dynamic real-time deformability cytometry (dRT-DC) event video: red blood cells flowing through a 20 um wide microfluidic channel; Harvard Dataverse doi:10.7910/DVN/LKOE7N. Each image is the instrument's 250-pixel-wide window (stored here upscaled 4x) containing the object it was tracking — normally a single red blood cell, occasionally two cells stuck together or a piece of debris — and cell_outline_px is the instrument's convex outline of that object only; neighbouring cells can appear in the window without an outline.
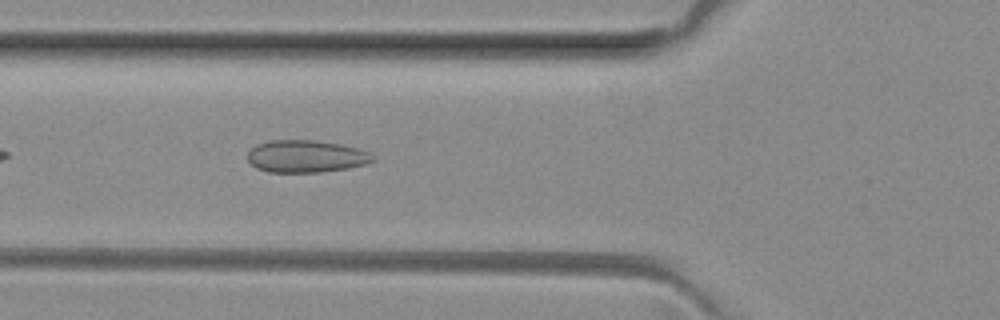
{"species": "common noctule bat (a hibernating species)", "species_latin": "Nyctalus noctula", "temperature_condition": "room temperature", "stored_images_in_passage": 23, "camera_frame_rate_fps": 3000, "um_per_image_px": 0.085, "animal": {"sex": "female", "body_mass_g": 29.2, "forearm_length_mm": 56.3}, "frame": {"image": 1, "passage_image": 5, "time_ms": 1.333, "image_size_px": [1000, 320], "cell_outline_px": [[376, 160], [368, 164], [348, 168], [320, 172], [268, 172], [256, 168], [248, 160], [248, 152], [256, 144], [268, 140], [312, 140], [340, 144], [356, 148], [368, 152]], "centroid_in_image_um": [26.0, 13.29], "position_along_channel_um": 99.8, "area_um2": 23.58}}
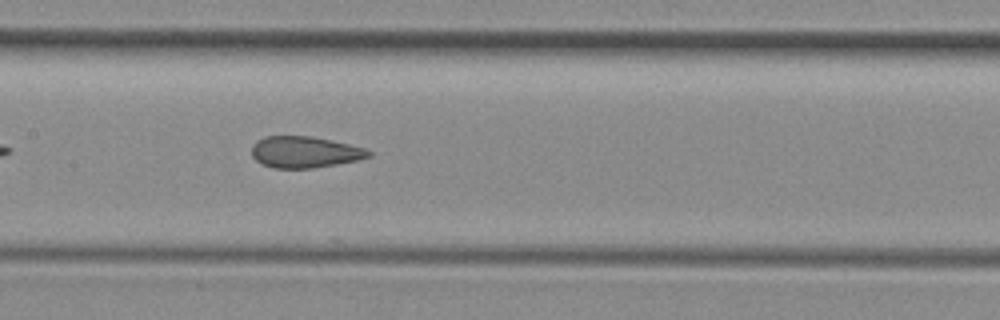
{"frame": {"image": 2, "passage_image": 11, "time_ms": 3.333, "image_size_px": [1000, 320], "cell_outline_px": [[372, 156], [360, 160], [312, 168], [272, 168], [260, 164], [252, 156], [252, 144], [256, 140], [264, 136], [312, 136], [348, 144], [364, 148], [372, 152]], "centroid_in_image_um": [25.88, 12.93], "position_along_channel_um": 181.5, "area_um2": 21.56}}
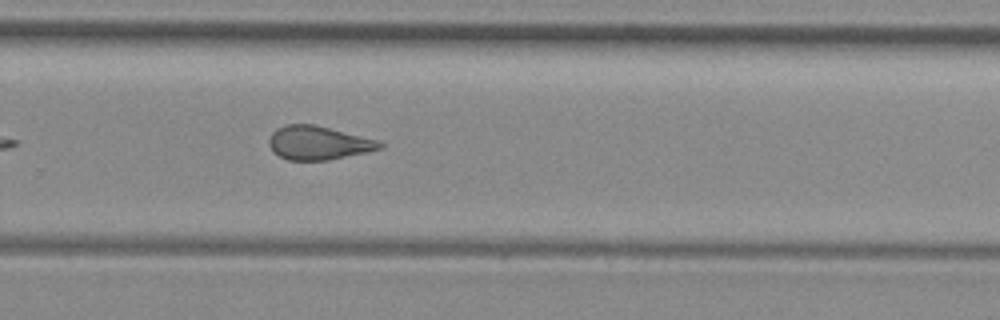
{"frame": {"image": 3, "passage_image": 20, "time_ms": 6.333, "image_size_px": [1000, 320], "cell_outline_px": [[384, 148], [328, 160], [288, 160], [272, 152], [268, 144], [268, 140], [272, 132], [276, 128], [288, 124], [312, 124], [376, 140], [384, 144]], "centroid_in_image_um": [27.0, 12.15], "position_along_channel_um": 302.8, "area_um2": 21.5}}